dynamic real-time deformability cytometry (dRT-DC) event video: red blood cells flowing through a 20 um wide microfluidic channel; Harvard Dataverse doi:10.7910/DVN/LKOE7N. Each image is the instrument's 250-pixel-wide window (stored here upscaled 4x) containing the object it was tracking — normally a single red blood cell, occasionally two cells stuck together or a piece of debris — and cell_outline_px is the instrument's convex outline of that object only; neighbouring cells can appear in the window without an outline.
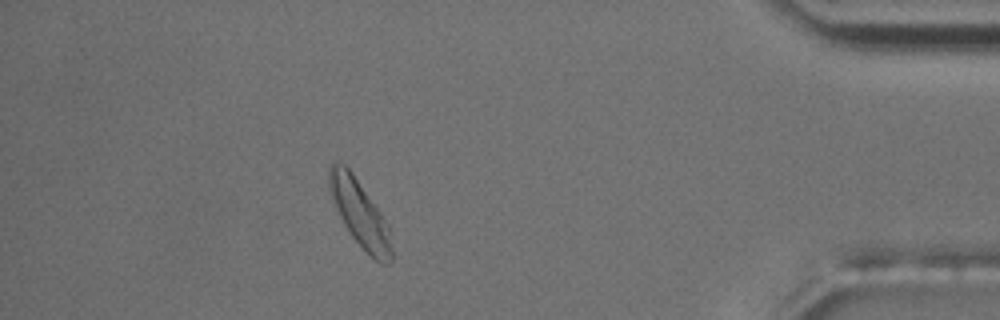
{"species": "common noctule bat (a hibernating species)", "species_latin": "Nyctalus noctula", "temperature_condition": "room temperature", "stored_images_in_passage": 40, "camera_frame_rate_fps": 3000, "um_per_image_px": 0.085, "animal": {"sex": "male", "body_mass_g": 17.5, "forearm_length_mm": 52.3}, "frame": {"image": 1, "passage_image": 34, "time_ms": 11.0, "image_size_px": [1000, 320], "cell_outline_px": [[392, 260], [388, 264], [380, 264], [352, 236], [344, 224], [332, 200], [328, 188], [328, 168], [336, 160], [340, 160], [352, 172], [380, 212], [388, 224], [392, 248]], "centroid_in_image_um": [30.56, 18.1], "position_along_channel_um": 404.6, "area_um2": 23.93}, "authors_computed_cell_mechanics": {"area_um2": 21.7039, "velocity_mm_per_s": 3.6364, "shape_relaxation_time_tau1_ms": 4.4014, "shape_relaxation_time_tau2_ms": 1.7954, "deformation_change_tau1": 0.1448, "deformation_change_tau2": 0.0913}}